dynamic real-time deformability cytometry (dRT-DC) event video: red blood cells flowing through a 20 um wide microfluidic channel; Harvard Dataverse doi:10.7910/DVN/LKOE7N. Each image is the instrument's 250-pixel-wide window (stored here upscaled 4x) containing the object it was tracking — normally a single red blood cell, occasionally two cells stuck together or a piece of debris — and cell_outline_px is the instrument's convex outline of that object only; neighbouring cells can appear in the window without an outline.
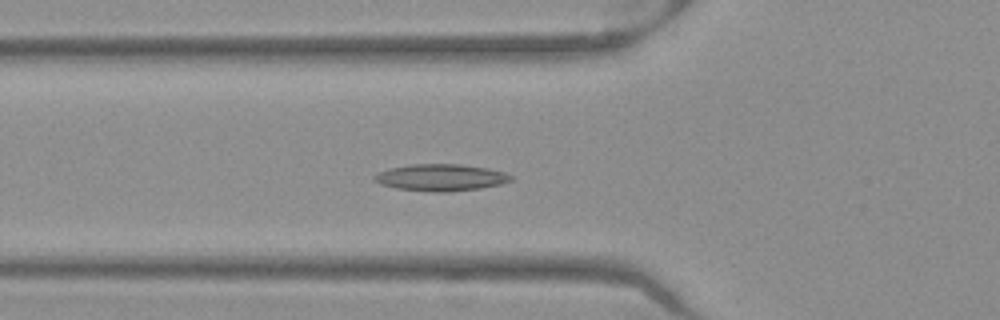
{"species": "Egyptian fruit bat (a non-hibernating species)", "species_latin": "Rousettus aegyptiacus", "temperature_condition": "warm", "stored_images_in_passage": 52, "camera_frame_rate_fps": 3000, "um_per_image_px": 0.085, "frame": {"image": 1, "passage_image": 19, "time_ms": 6.0, "image_size_px": [1000, 320], "cell_outline_px": [[512, 180], [500, 184], [480, 188], [448, 192], [432, 192], [396, 188], [380, 184], [372, 180], [372, 176], [380, 172], [392, 168], [412, 164], [460, 164], [488, 168], [504, 172], [512, 176]], "centroid_in_image_um": [37.46, 15.09], "position_along_channel_um": 88.3, "area_um2": 21.27}}
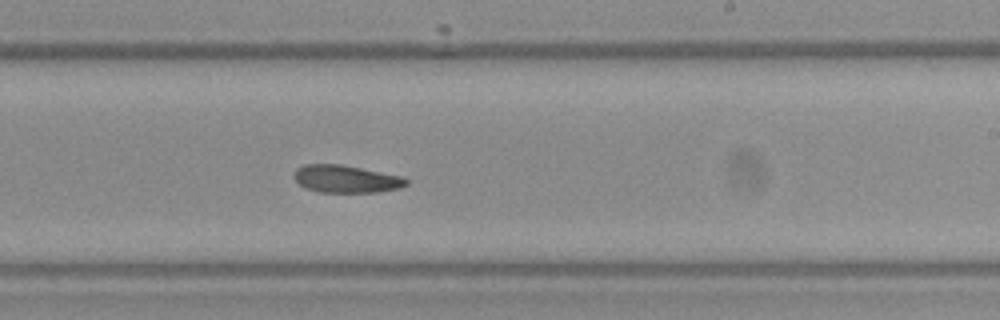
{"frame": {"image": 2, "passage_image": 32, "time_ms": 10.333, "image_size_px": [1000, 320], "cell_outline_px": [[408, 184], [400, 188], [376, 192], [320, 192], [308, 188], [300, 184], [292, 176], [296, 168], [304, 164], [340, 164], [404, 176], [408, 180]], "centroid_in_image_um": [29.43, 15.2], "position_along_channel_um": 259.6, "area_um2": 18.03}}
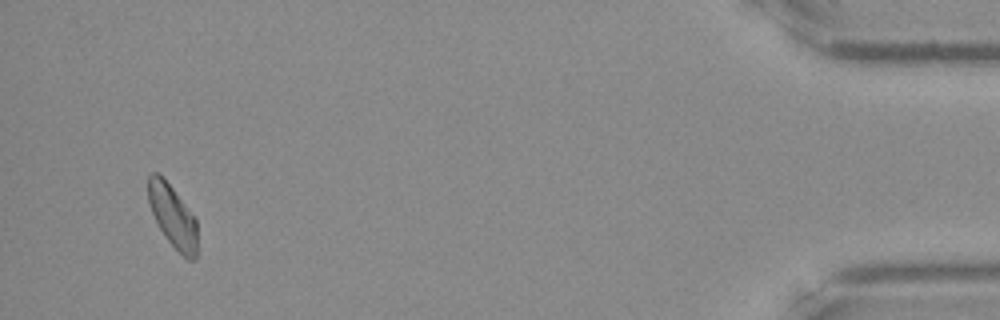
{"frame": {"image": 3, "passage_image": 50, "time_ms": 16.333, "image_size_px": [1000, 320], "cell_outline_px": [[196, 260], [188, 260], [168, 240], [160, 228], [148, 204], [148, 176], [152, 172], [156, 172], [164, 176], [196, 220]], "centroid_in_image_um": [14.65, 18.33], "position_along_channel_um": 420.5, "area_um2": 17.57}, "authors_computed_cell_mechanics": {"area_um2": 19.3052, "velocity_mm_per_s": 3.9432, "shape_relaxation_time_tau1_ms": null, "shape_relaxation_time_tau2_ms": 6.1367, "deformation_change_tau1": null, "deformation_change_tau2": 0.1269}}